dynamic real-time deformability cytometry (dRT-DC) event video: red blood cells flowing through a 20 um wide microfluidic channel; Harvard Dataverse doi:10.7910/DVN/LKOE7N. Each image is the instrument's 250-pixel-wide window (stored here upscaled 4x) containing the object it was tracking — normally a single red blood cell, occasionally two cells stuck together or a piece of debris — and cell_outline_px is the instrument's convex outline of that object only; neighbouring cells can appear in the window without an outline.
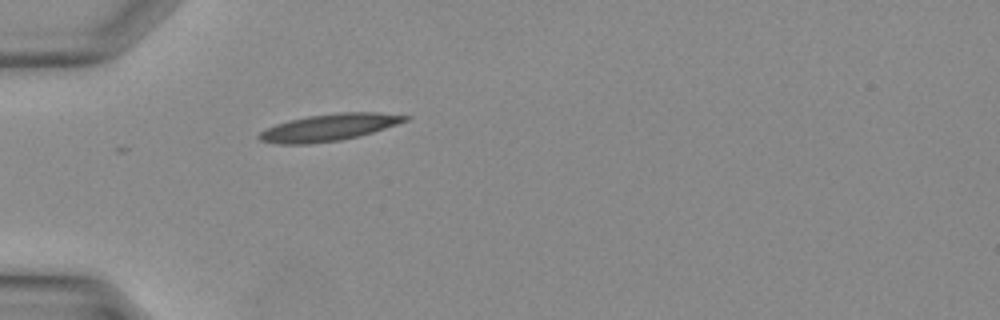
{"species": "Egyptian fruit bat (a non-hibernating species)", "species_latin": "Rousettus aegyptiacus", "temperature_condition": "warm", "stored_images_in_passage": 4, "camera_frame_rate_fps": 3000, "um_per_image_px": 0.085, "animal": {"sex": "female"}, "frame": {"image": 1, "passage_image": 1, "time_ms": 0.0, "image_size_px": [1000, 320], "cell_outline_px": [[412, 116], [408, 120], [360, 136], [340, 140], [312, 144], [276, 144], [260, 140], [256, 136], [260, 132], [276, 124], [308, 116], [340, 112], [376, 112]], "centroid_in_image_um": [27.96, 10.84], "position_along_channel_um": 57.0, "area_um2": 22.77}}